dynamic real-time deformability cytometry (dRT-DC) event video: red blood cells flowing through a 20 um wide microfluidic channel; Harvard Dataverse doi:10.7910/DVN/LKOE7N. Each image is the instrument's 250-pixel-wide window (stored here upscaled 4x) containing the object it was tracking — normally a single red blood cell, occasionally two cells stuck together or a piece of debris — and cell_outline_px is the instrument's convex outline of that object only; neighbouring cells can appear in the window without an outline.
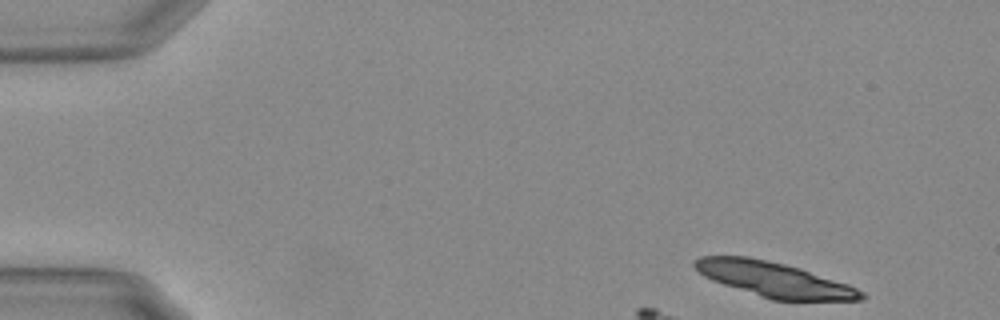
{"species": "Egyptian fruit bat (a non-hibernating species)", "species_latin": "Rousettus aegyptiacus", "temperature_condition": "warm", "stored_images_in_passage": 10, "camera_frame_rate_fps": 3000, "um_per_image_px": 0.085, "animal": {"sex": "female"}, "frame": {"image": 1, "passage_image": 1, "time_ms": 0.0, "image_size_px": [1000, 320], "cell_outline_px": [[864, 300], [772, 300], [712, 280], [704, 276], [692, 264], [692, 260], [700, 256], [748, 256], [784, 264], [800, 268], [848, 284], [864, 292]], "centroid_in_image_um": [65.79, 23.75], "position_along_channel_um": 19.2, "area_um2": 33.52}}